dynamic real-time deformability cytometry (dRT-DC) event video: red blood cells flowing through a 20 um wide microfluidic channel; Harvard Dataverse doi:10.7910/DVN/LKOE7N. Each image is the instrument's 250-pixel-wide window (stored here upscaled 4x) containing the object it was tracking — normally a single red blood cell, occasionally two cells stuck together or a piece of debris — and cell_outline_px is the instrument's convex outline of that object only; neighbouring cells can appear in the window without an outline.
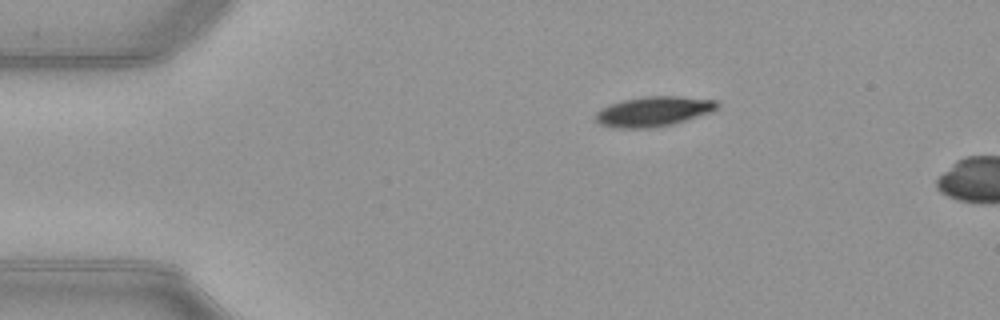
{"species": "common noctule bat (a hibernating species)", "species_latin": "Nyctalus noctula", "temperature_condition": "warm", "stored_images_in_passage": 7, "camera_frame_rate_fps": 3000, "um_per_image_px": 0.085, "animal": {"sex": "female", "body_mass_g": 21.9}, "frame": {"image": 1, "passage_image": 1, "time_ms": 0.0, "image_size_px": [1000, 320], "cell_outline_px": [[720, 104], [712, 112], [672, 124], [652, 128], [612, 128], [600, 124], [596, 120], [596, 112], [600, 108], [608, 104], [624, 100], [648, 96], [676, 96], [716, 100]], "centroid_in_image_um": [55.52, 9.48], "position_along_channel_um": 29.5, "area_um2": 21.21}}